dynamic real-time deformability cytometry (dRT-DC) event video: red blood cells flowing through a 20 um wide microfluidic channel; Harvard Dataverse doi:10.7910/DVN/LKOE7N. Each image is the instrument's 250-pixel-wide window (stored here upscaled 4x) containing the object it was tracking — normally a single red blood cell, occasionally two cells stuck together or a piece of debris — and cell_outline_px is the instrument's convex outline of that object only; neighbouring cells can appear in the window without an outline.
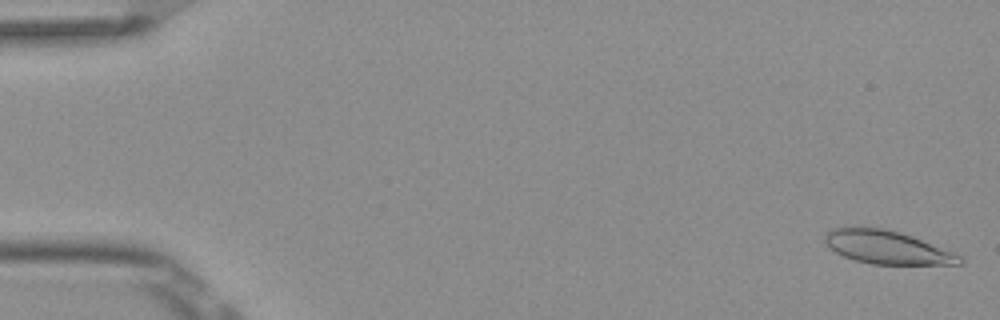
{"species": "Egyptian fruit bat (a non-hibernating species)", "species_latin": "Rousettus aegyptiacus", "temperature_condition": "room temperature", "stored_images_in_passage": 5, "camera_frame_rate_fps": 3000, "um_per_image_px": 0.085, "frame": {"image": 1, "passage_image": 1, "time_ms": 0.0, "image_size_px": [1000, 320], "cell_outline_px": [[964, 260], [960, 264], [872, 264], [856, 260], [844, 256], [828, 248], [824, 240], [824, 236], [832, 228], [884, 228], [900, 232], [912, 236], [952, 252], [960, 256]], "centroid_in_image_um": [75.37, 21.03], "position_along_channel_um": 9.6, "area_um2": 25.66}}
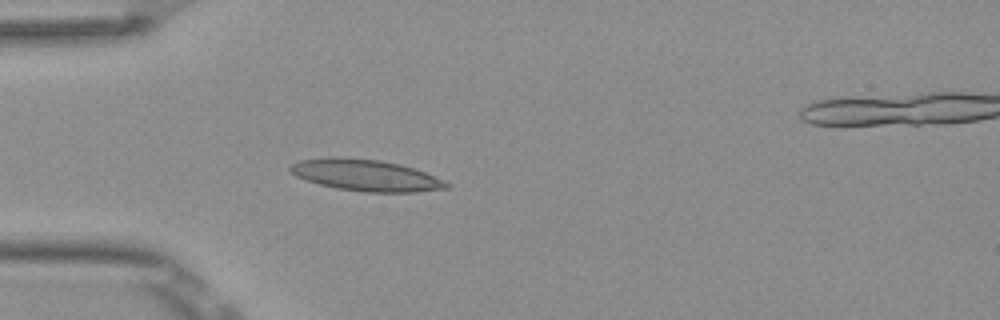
{"frame": {"image": 2, "passage_image": 5, "time_ms": 1.333, "image_size_px": [1000, 320], "cell_outline_px": [[452, 184], [448, 188], [416, 192], [364, 192], [336, 188], [320, 184], [296, 176], [288, 168], [292, 164], [300, 160], [328, 156], [336, 156], [380, 160], [400, 164], [424, 172], [444, 180]], "centroid_in_image_um": [31.1, 14.89], "position_along_channel_um": 53.9, "area_um2": 28.67}}